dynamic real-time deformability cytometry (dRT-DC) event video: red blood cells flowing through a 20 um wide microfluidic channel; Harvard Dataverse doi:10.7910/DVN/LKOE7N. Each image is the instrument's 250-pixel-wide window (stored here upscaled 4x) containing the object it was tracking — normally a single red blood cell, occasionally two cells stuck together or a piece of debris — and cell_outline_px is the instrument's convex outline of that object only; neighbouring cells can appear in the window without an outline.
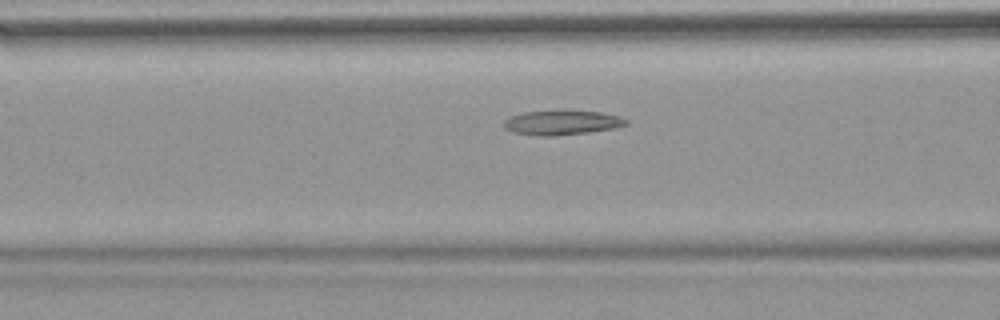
{"species": "common noctule bat (a hibernating species)", "species_latin": "Nyctalus noctula", "temperature_condition": "warm", "stored_images_in_passage": 45, "camera_frame_rate_fps": 3000, "um_per_image_px": 0.085, "animal": {"sex": "female", "body_mass_g": 18.4}, "frame": {"image": 1, "passage_image": 13, "time_ms": 4.0, "image_size_px": [1000, 320], "cell_outline_px": [[628, 124], [616, 128], [588, 132], [556, 136], [540, 136], [512, 132], [504, 128], [500, 124], [504, 120], [512, 116], [524, 112], [600, 112], [620, 116], [628, 120]], "centroid_in_image_um": [47.75, 10.45], "position_along_channel_um": 118.9, "area_um2": 17.17}}
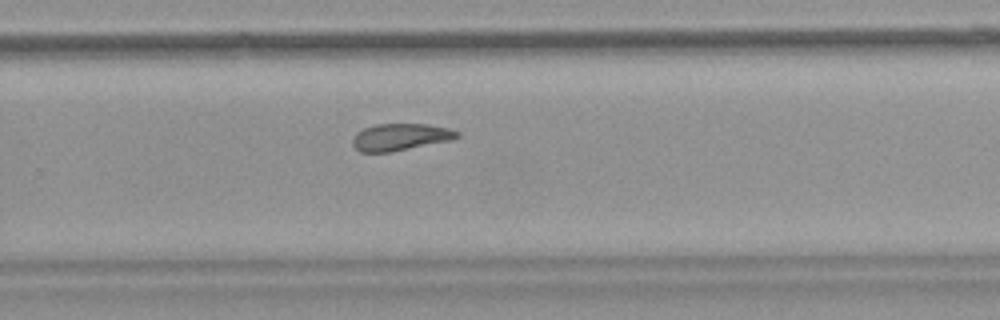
{"frame": {"image": 2, "passage_image": 27, "time_ms": 8.667, "image_size_px": [1000, 320], "cell_outline_px": [[460, 136], [452, 140], [392, 152], [360, 152], [352, 144], [352, 140], [356, 132], [364, 128], [376, 124], [428, 124], [448, 128], [460, 132]], "centroid_in_image_um": [34.04, 11.65], "position_along_channel_um": 295.8, "area_um2": 16.53}}
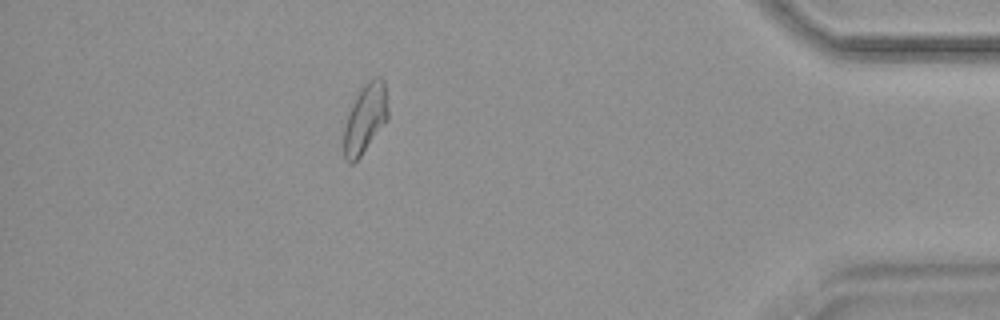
{"frame": {"image": 3, "passage_image": 39, "time_ms": 12.667, "image_size_px": [1000, 320], "cell_outline_px": [[388, 120], [360, 156], [352, 164], [348, 164], [344, 160], [344, 128], [348, 112], [360, 88], [368, 80], [376, 76], [380, 76], [384, 80], [388, 108]], "centroid_in_image_um": [31.04, 10.06], "position_along_channel_um": 404.2, "area_um2": 17.92}}